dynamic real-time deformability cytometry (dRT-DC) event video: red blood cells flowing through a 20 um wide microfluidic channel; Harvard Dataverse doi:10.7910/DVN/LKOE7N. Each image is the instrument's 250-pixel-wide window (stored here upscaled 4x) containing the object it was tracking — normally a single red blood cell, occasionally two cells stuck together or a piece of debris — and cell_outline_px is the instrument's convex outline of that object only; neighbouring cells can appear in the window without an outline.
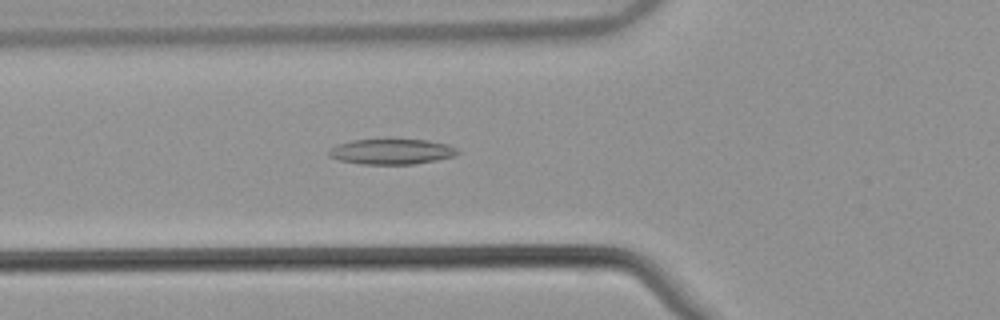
{"species": "common noctule bat (a hibernating species)", "species_latin": "Nyctalus noctula", "temperature_condition": "warm", "stored_images_in_passage": 54, "camera_frame_rate_fps": 3000, "um_per_image_px": 0.085, "animal": {"sex": "male", "body_mass_g": 21.5, "forearm_length_mm": 52.0}, "frame": {"image": 1, "passage_image": 20, "time_ms": 6.333, "image_size_px": [1000, 320], "cell_outline_px": [[460, 152], [456, 156], [436, 160], [412, 164], [360, 164], [340, 160], [328, 156], [328, 148], [336, 144], [352, 140], [388, 136], [428, 140], [448, 144], [456, 148]], "centroid_in_image_um": [33.26, 12.83], "position_along_channel_um": 92.5, "area_um2": 20.17}}
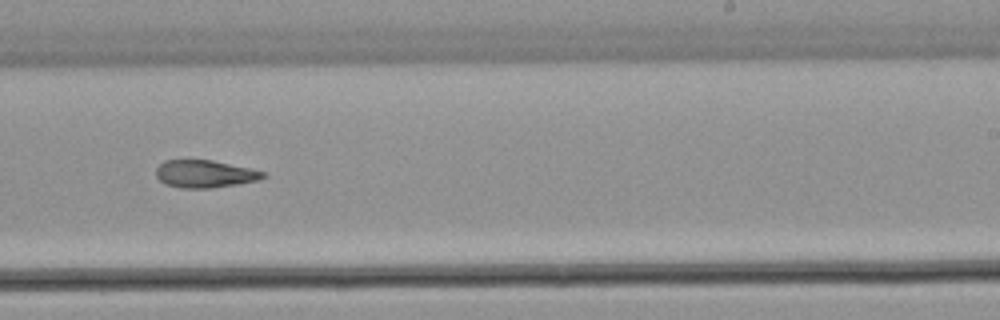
{"frame": {"image": 2, "passage_image": 34, "time_ms": 11.0, "image_size_px": [1000, 320], "cell_outline_px": [[264, 176], [260, 180], [212, 188], [180, 188], [164, 184], [156, 176], [156, 168], [164, 160], [212, 160], [248, 168], [264, 172]], "centroid_in_image_um": [17.36, 14.79], "position_along_channel_um": 271.6, "area_um2": 17.05}}
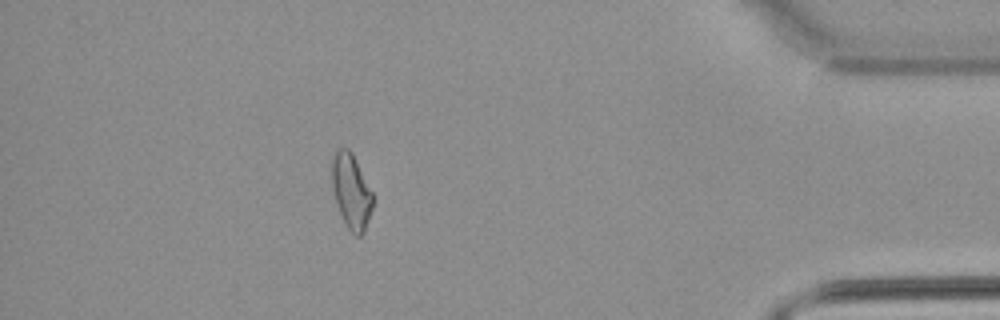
{"frame": {"image": 3, "passage_image": 48, "time_ms": 15.667, "image_size_px": [1000, 320], "cell_outline_px": [[372, 208], [364, 232], [360, 236], [356, 236], [348, 228], [340, 212], [332, 188], [332, 152], [340, 148], [348, 148], [352, 152], [372, 192]], "centroid_in_image_um": [29.84, 16.22], "position_along_channel_um": 405.4, "area_um2": 17.57}, "authors_computed_cell_mechanics": {"area_um2": 18.6694, "velocity_mm_per_s": 3.8423, "shape_relaxation_time_tau1_ms": null, "shape_relaxation_time_tau2_ms": 7.8524, "deformation_change_tau1": null, "deformation_change_tau2": 0.1893}}